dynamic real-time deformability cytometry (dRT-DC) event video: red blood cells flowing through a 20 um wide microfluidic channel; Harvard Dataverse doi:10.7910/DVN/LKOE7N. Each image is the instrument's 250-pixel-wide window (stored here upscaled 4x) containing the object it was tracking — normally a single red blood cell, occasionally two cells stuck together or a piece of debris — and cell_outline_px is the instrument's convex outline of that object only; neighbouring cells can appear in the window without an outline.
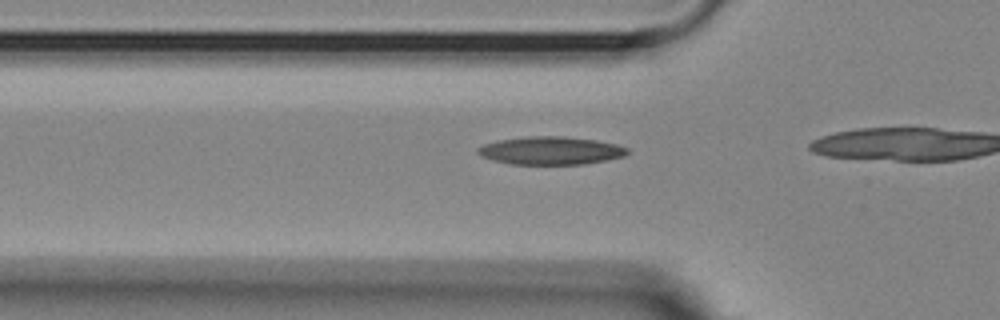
{"species": "Egyptian fruit bat (a non-hibernating species)", "species_latin": "Rousettus aegyptiacus", "temperature_condition": "room temperature", "stored_images_in_passage": 4, "camera_frame_rate_fps": 3000, "um_per_image_px": 0.085, "animal": {"sex": "female"}, "frame": {"image": 1, "passage_image": 2, "time_ms": 0.333, "image_size_px": [1000, 320], "cell_outline_px": [[628, 152], [624, 156], [604, 160], [580, 164], [512, 164], [492, 160], [480, 156], [476, 152], [476, 148], [484, 144], [500, 140], [528, 136], [564, 136], [596, 140], [616, 144], [628, 148]], "centroid_in_image_um": [46.77, 12.79], "position_along_channel_um": 79.0, "area_um2": 24.28}}